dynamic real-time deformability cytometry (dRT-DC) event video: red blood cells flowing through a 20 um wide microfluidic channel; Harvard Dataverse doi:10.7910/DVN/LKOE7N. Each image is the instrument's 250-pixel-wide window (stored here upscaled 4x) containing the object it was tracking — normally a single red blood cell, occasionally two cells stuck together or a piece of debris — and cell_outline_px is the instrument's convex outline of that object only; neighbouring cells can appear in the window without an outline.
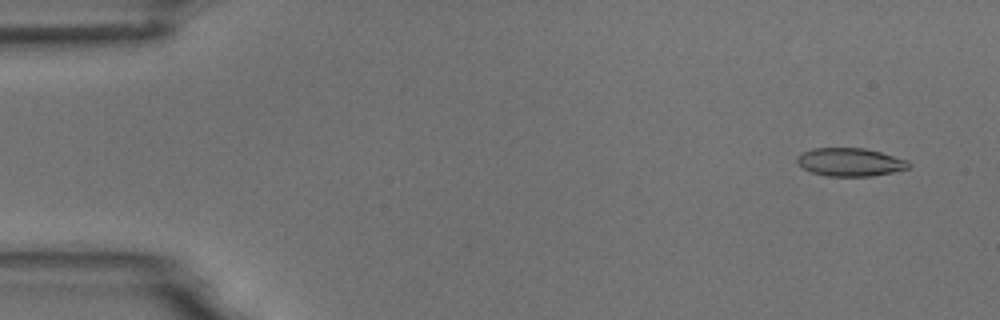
{"species": "common noctule bat (a hibernating species)", "species_latin": "Nyctalus noctula", "temperature_condition": "room temperature", "stored_images_in_passage": 8, "camera_frame_rate_fps": 3000, "um_per_image_px": 0.085, "animal": {"sex": "male", "body_mass_g": 18.8}, "frame": {"image": 1, "passage_image": 1, "time_ms": 0.0, "image_size_px": [1000, 320], "cell_outline_px": [[912, 164], [908, 168], [892, 172], [872, 176], [828, 176], [812, 172], [804, 168], [796, 160], [796, 156], [800, 152], [812, 148], [864, 148], [880, 152], [908, 160]], "centroid_in_image_um": [72.25, 13.77], "position_along_channel_um": 12.7, "area_um2": 18.32}}
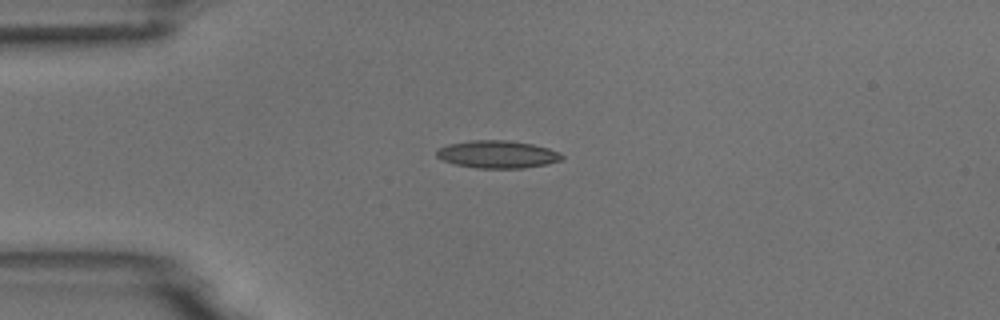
{"frame": {"image": 2, "passage_image": 4, "time_ms": 3.333, "image_size_px": [1000, 320], "cell_outline_px": [[564, 156], [560, 160], [548, 164], [524, 168], [476, 168], [456, 164], [444, 160], [436, 156], [436, 152], [440, 148], [448, 144], [472, 140], [504, 140], [532, 144], [548, 148], [560, 152]], "centroid_in_image_um": [42.31, 13.12], "position_along_channel_um": 42.7, "area_um2": 20.0}}